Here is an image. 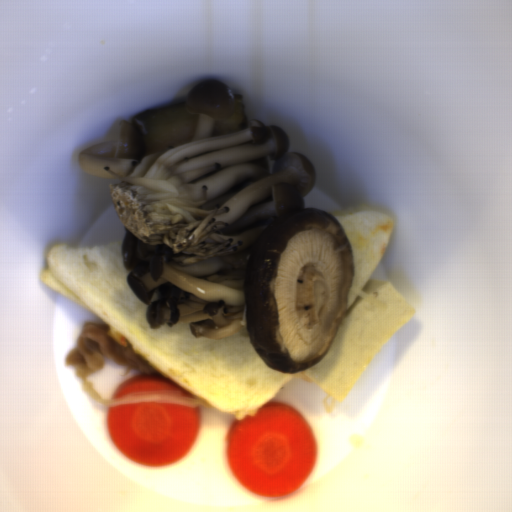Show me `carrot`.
Instances as JSON below:
<instances>
[{"mask_svg": "<svg viewBox=\"0 0 512 512\" xmlns=\"http://www.w3.org/2000/svg\"><path fill=\"white\" fill-rule=\"evenodd\" d=\"M226 461L241 486L257 495L285 498L308 480L317 459L313 428L290 403L270 402L233 422Z\"/></svg>", "mask_w": 512, "mask_h": 512, "instance_id": "1", "label": "carrot"}, {"mask_svg": "<svg viewBox=\"0 0 512 512\" xmlns=\"http://www.w3.org/2000/svg\"><path fill=\"white\" fill-rule=\"evenodd\" d=\"M201 418L198 406L171 401L118 403L108 408L107 434L119 452L135 464L161 468L194 447Z\"/></svg>", "mask_w": 512, "mask_h": 512, "instance_id": "2", "label": "carrot"}, {"mask_svg": "<svg viewBox=\"0 0 512 512\" xmlns=\"http://www.w3.org/2000/svg\"><path fill=\"white\" fill-rule=\"evenodd\" d=\"M137 395H161L176 397H193L188 391L168 378L155 374V376L136 375L117 386L111 395V400Z\"/></svg>", "mask_w": 512, "mask_h": 512, "instance_id": "3", "label": "carrot"}]
</instances>
